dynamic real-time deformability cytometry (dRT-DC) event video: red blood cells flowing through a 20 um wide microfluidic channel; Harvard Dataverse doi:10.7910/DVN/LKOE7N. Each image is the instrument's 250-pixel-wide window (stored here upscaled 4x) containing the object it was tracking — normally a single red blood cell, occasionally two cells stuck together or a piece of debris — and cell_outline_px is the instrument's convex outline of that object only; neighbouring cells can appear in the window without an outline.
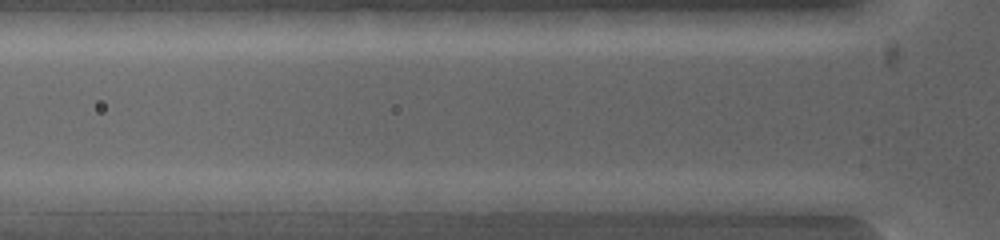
{"species": "common noctule bat (a hibernating species)", "species_latin": "Nyctalus noctula", "temperature_condition": "warm", "stored_images_in_passage": 5, "segment_of_instrument_passage": [2, 2], "camera_frame_rate_fps": 5000, "um_per_image_px": 0.085, "animal": {"sex": "female", "body_mass_g": 19.0, "forearm_length_mm": 53.3}, "frame": {"image": 1, "passage_image": 5, "time_ms": 0.6, "image_size_px": [1000, 240], "cell_outline_px": [[792, 200], [784, 216], [772, 216], [652, 208], [644, 200], [696, 192], [772, 192]], "centroid_in_image_um": [61.71, 17.25], "position_along_channel_um": 64.1, "area_um2": 18.96}}